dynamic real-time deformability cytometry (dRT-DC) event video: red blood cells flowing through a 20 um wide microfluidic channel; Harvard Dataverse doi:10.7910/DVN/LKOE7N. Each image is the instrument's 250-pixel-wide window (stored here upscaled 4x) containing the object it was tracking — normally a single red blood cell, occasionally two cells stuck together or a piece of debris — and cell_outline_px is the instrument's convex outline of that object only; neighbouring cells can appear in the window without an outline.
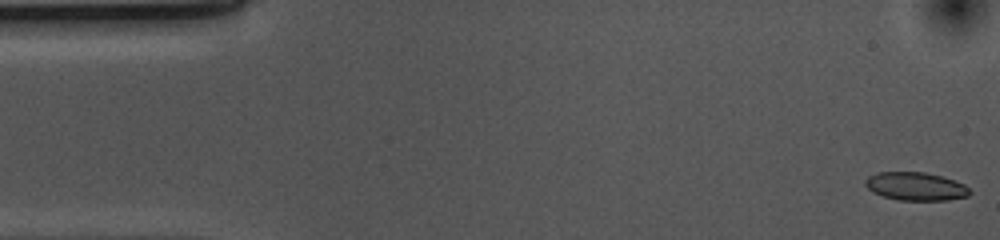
{"species": "common noctule bat (a hibernating species)", "species_latin": "Nyctalus noctula", "temperature_condition": "cold", "stored_images_in_passage": 53, "camera_frame_rate_fps": 3000, "um_per_image_px": 0.085, "animal": {"sex": "female", "body_mass_g": 10.0, "forearm_length_mm": 53.1}, "frame": {"image": 1, "passage_image": 1, "time_ms": 0.0, "image_size_px": [1000, 240], "cell_outline_px": [[972, 192], [968, 196], [948, 200], [896, 200], [880, 196], [872, 192], [864, 184], [864, 180], [868, 176], [876, 172], [924, 172], [944, 176], [956, 180], [964, 184]], "centroid_in_image_um": [77.82, 15.84], "position_along_channel_um": 7.2, "area_um2": 17.51}}
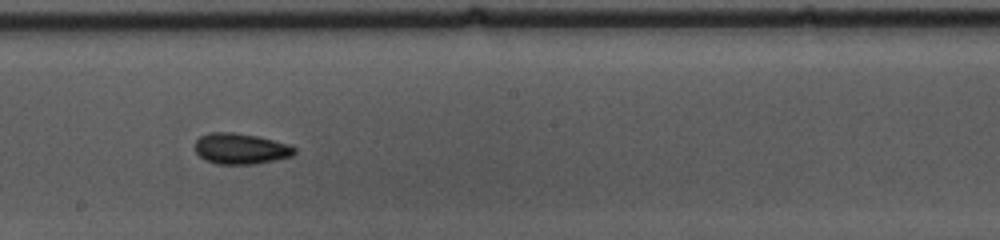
{"frame": {"image": 2, "passage_image": 28, "time_ms": 9.0, "image_size_px": [1000, 240], "cell_outline_px": [[296, 152], [292, 156], [276, 160], [256, 164], [216, 164], [204, 160], [196, 152], [196, 140], [200, 136], [208, 132], [232, 132], [256, 136], [288, 144], [296, 148]], "centroid_in_image_um": [20.45, 12.64], "position_along_channel_um": 227.8, "area_um2": 17.92}}
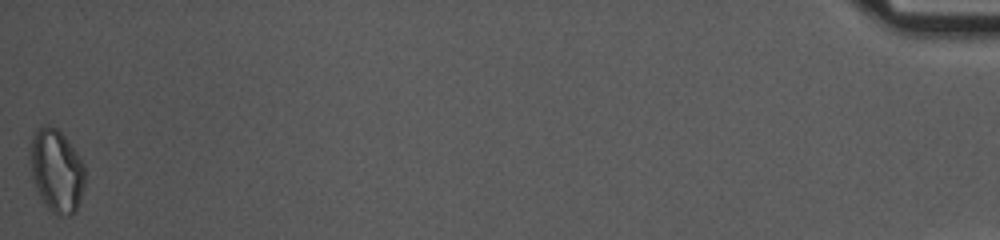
{"frame": {"image": 3, "passage_image": 53, "time_ms": 17.333, "image_size_px": [1000, 240], "cell_outline_px": [[84, 184], [80, 200], [76, 212], [72, 216], [56, 216], [48, 212], [36, 188], [32, 176], [28, 156], [28, 152], [36, 128], [44, 124], [48, 124], [56, 128], [64, 136], [76, 152], [84, 164]], "centroid_in_image_um": [4.78, 14.54], "position_along_channel_um": 430.4, "area_um2": 26.93}, "authors_computed_cell_mechanics": {"area_um2": 17.629, "velocity_mm_per_s": 3.6843, "shape_relaxation_time_tau1_ms": 8.8112, "shape_relaxation_time_tau2_ms": 4.3701, "deformation_change_tau1": 0.129, "deformation_change_tau2": 0.1029}}